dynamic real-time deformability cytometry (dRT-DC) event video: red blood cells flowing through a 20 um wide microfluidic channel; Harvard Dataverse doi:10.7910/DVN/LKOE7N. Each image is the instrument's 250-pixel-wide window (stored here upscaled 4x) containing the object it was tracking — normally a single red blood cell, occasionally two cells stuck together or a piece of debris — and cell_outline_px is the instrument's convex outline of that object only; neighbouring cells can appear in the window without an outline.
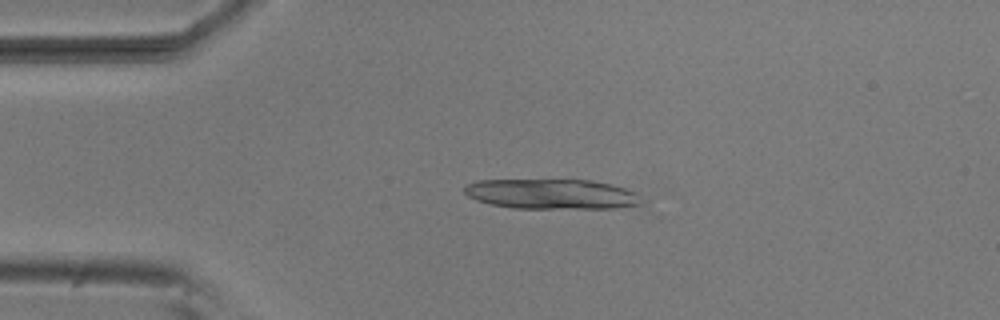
{"species": "common noctule bat (a hibernating species)", "species_latin": "Nyctalus noctula", "temperature_condition": "room temperature", "stored_images_in_passage": 12, "camera_frame_rate_fps": 3000, "um_per_image_px": 0.085, "animal": {"sex": "male", "body_mass_g": 20.5, "forearm_length_mm": 52.5}, "frame": {"image": 1, "passage_image": 1, "time_ms": 0.0, "image_size_px": [1000, 320], "cell_outline_px": [[640, 204], [616, 208], [512, 208], [488, 204], [476, 200], [468, 196], [464, 192], [464, 184], [476, 180], [592, 180], [612, 184], [624, 188], [632, 192]], "centroid_in_image_um": [46.76, 16.49], "position_along_channel_um": 38.2, "area_um2": 30.81}}